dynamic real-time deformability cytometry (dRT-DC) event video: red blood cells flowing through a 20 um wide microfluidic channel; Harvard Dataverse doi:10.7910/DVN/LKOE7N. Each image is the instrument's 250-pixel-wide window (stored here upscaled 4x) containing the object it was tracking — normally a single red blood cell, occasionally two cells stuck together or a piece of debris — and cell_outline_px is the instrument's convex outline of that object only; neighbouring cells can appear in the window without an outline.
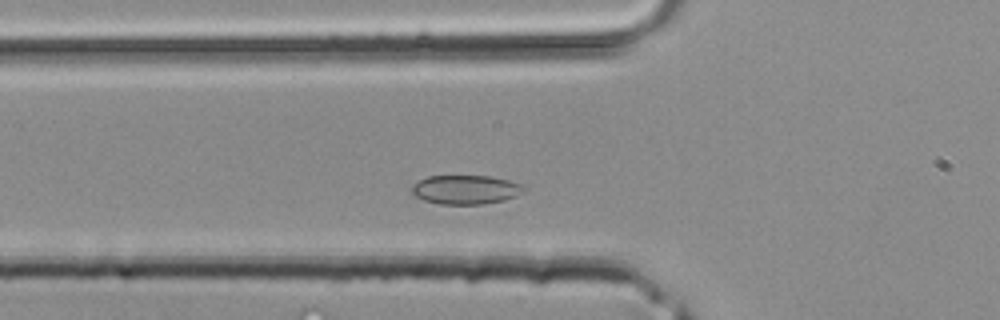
{"species": "common noctule bat (a hibernating species)", "species_latin": "Nyctalus noctula", "temperature_condition": "room temperature", "stored_images_in_passage": 32, "camera_frame_rate_fps": 3000, "um_per_image_px": 0.085, "animal": {"sex": "male", "body_mass_g": 20.4}, "frame": {"image": 1, "passage_image": 6, "time_ms": 1.667, "image_size_px": [1000, 320], "cell_outline_px": [[528, 188], [524, 192], [516, 196], [504, 200], [484, 204], [440, 204], [424, 200], [416, 196], [412, 192], [412, 184], [428, 176], [492, 176], [508, 180], [520, 184]], "centroid_in_image_um": [39.61, 16.12], "position_along_channel_um": 86.2, "area_um2": 19.02}}
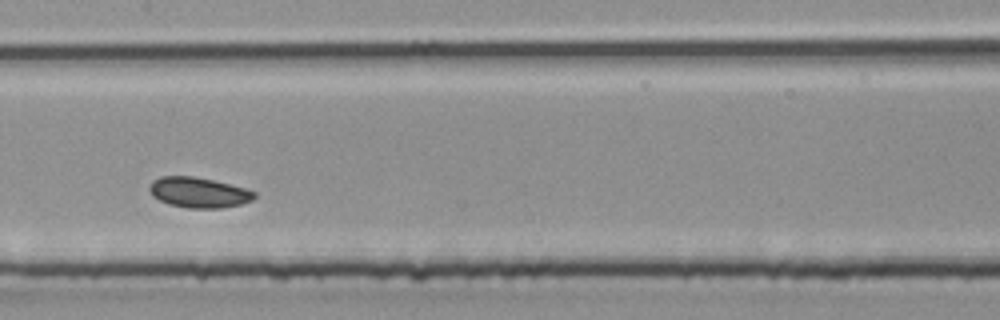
{"frame": {"image": 2, "passage_image": 12, "time_ms": 3.667, "image_size_px": [1000, 320], "cell_outline_px": [[256, 196], [252, 200], [240, 204], [220, 208], [188, 208], [168, 204], [152, 196], [148, 188], [152, 180], [160, 176], [192, 176], [212, 180], [244, 188], [256, 192]], "centroid_in_image_um": [16.85, 16.36], "position_along_channel_um": 190.6, "area_um2": 18.5}}
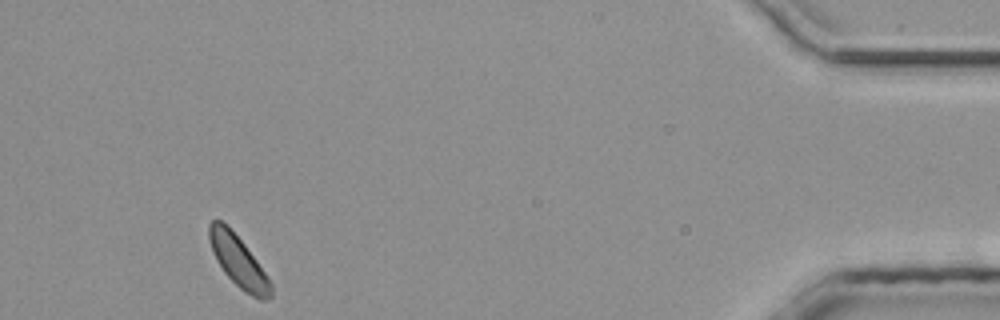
{"frame": {"image": 3, "passage_image": 29, "time_ms": 9.333, "image_size_px": [1000, 320], "cell_outline_px": [[272, 296], [268, 300], [260, 300], [244, 292], [224, 272], [216, 260], [212, 252], [208, 240], [208, 224], [212, 220], [220, 220], [244, 244], [256, 260], [272, 284]], "centroid_in_image_um": [20.25, 22.24], "position_along_channel_um": 415.0, "area_um2": 18.15}}